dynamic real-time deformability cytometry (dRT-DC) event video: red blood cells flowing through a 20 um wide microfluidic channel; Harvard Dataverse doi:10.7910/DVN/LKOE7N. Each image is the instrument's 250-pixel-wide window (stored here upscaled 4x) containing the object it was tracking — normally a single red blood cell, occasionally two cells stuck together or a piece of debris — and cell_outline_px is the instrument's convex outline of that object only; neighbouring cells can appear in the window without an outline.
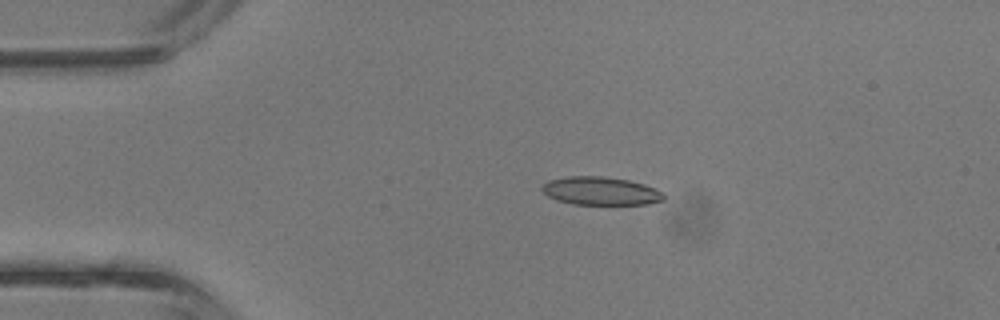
{"species": "common noctule bat (a hibernating species)", "species_latin": "Nyctalus noctula", "temperature_condition": "room temperature", "stored_images_in_passage": 3, "camera_frame_rate_fps": 3000, "um_per_image_px": 0.085, "animal": {"sex": "male", "body_mass_g": 13.3}, "frame": {"image": 1, "passage_image": 2, "time_ms": 0.333, "image_size_px": [1000, 320], "cell_outline_px": [[664, 200], [648, 204], [572, 204], [556, 200], [548, 196], [540, 188], [548, 180], [568, 176], [604, 176], [628, 180], [644, 184], [656, 188], [664, 192]], "centroid_in_image_um": [51.07, 16.23], "position_along_channel_um": 33.9, "area_um2": 20.11}}